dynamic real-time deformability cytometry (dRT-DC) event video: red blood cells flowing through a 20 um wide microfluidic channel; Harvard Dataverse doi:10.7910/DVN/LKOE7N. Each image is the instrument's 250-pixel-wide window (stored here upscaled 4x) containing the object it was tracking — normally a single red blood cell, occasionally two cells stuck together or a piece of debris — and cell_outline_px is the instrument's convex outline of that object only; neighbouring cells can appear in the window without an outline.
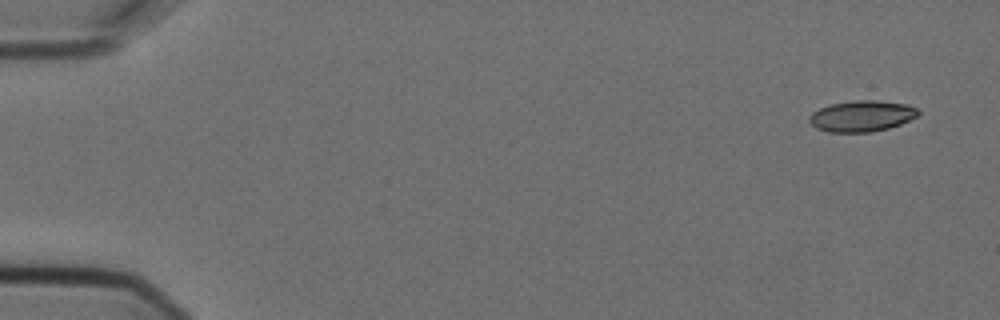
{"species": "Egyptian fruit bat (a non-hibernating species)", "species_latin": "Rousettus aegyptiacus", "temperature_condition": "cold", "stored_images_in_passage": 5, "camera_frame_rate_fps": 3000, "um_per_image_px": 0.085, "animal": {"sex": "female"}, "frame": {"image": 1, "passage_image": 1, "time_ms": 0.0, "image_size_px": [1000, 320], "cell_outline_px": [[920, 116], [900, 124], [888, 128], [868, 132], [828, 132], [816, 128], [808, 120], [808, 116], [812, 112], [828, 104], [852, 100], [876, 100], [908, 104], [916, 108], [920, 112]], "centroid_in_image_um": [73.25, 9.85], "position_along_channel_um": 11.8, "area_um2": 19.94}}
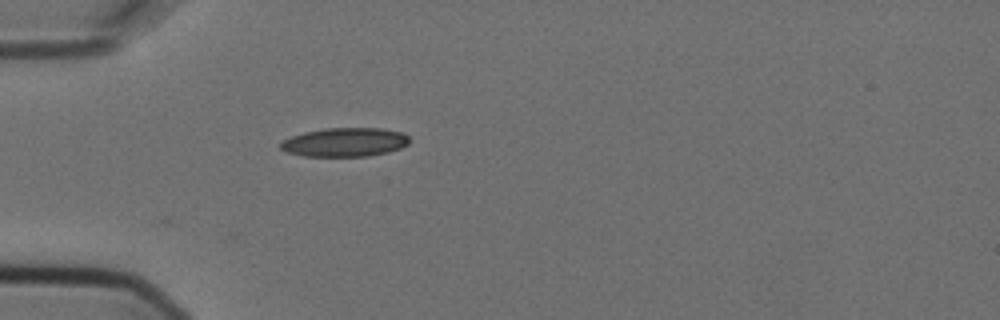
{"frame": {"image": 2, "passage_image": 5, "time_ms": 1.333, "image_size_px": [1000, 320], "cell_outline_px": [[408, 144], [400, 148], [388, 152], [368, 156], [304, 156], [288, 152], [280, 148], [280, 140], [304, 132], [324, 128], [380, 128], [400, 132], [408, 136]], "centroid_in_image_um": [29.28, 12.08], "position_along_channel_um": 55.7, "area_um2": 21.62}}